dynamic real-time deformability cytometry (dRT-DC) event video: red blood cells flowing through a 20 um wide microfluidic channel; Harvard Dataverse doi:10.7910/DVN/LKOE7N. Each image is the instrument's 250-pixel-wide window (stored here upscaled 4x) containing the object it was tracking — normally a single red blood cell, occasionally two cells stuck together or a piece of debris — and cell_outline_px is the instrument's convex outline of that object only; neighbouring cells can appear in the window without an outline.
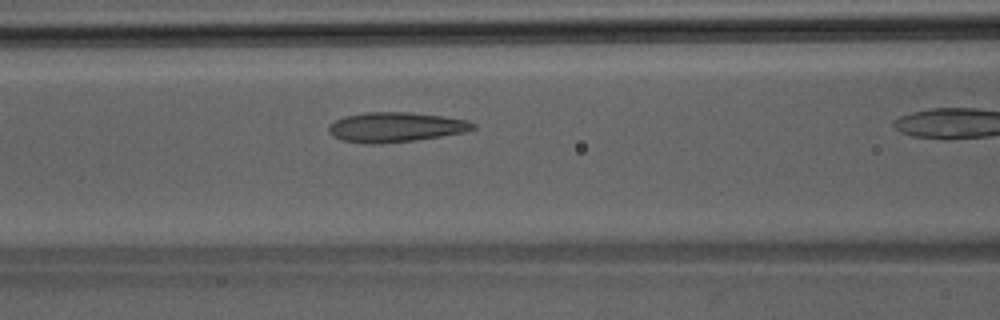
{"species": "Egyptian fruit bat (a non-hibernating species)", "species_latin": "Rousettus aegyptiacus", "temperature_condition": "room temperature", "stored_images_in_passage": 30, "camera_frame_rate_fps": 3000, "um_per_image_px": 0.085, "animal": {"sex": "male"}, "frame": {"image": 1, "passage_image": 13, "time_ms": 4.0, "image_size_px": [1000, 320], "cell_outline_px": [[476, 128], [464, 132], [416, 140], [380, 144], [364, 144], [340, 140], [332, 136], [328, 132], [328, 124], [344, 116], [364, 112], [408, 112], [440, 116], [468, 120], [476, 124]], "centroid_in_image_um": [33.57, 10.81], "position_along_channel_um": 133.0, "area_um2": 25.26}}
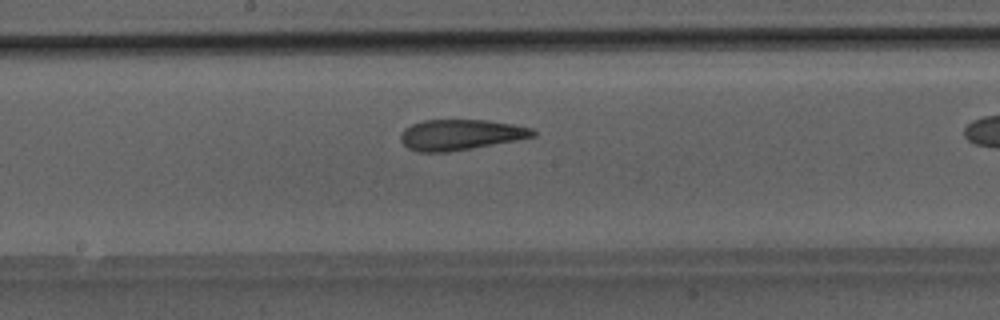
{"frame": {"image": 2, "passage_image": 18, "time_ms": 5.667, "image_size_px": [1000, 320], "cell_outline_px": [[536, 136], [516, 140], [472, 148], [448, 152], [420, 152], [408, 148], [400, 140], [400, 132], [404, 128], [412, 124], [424, 120], [488, 120], [512, 124], [532, 128], [536, 132]], "centroid_in_image_um": [39.12, 11.45], "position_along_channel_um": 209.1, "area_um2": 23.58}}